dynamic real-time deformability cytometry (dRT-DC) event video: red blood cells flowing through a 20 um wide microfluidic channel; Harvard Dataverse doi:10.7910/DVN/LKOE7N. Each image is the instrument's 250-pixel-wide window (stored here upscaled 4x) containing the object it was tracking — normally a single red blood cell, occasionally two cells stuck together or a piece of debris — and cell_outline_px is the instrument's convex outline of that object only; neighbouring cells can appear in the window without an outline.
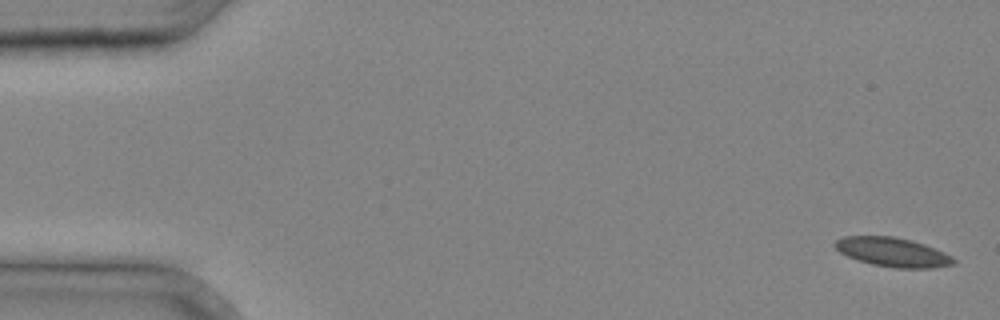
{"species": "common noctule bat (a hibernating species)", "species_latin": "Nyctalus noctula", "temperature_condition": "cold", "stored_images_in_passage": 12, "camera_frame_rate_fps": 3000, "um_per_image_px": 0.085, "animal": {"sex": "male", "body_mass_g": 20.4}, "frame": {"image": 1, "passage_image": 1, "time_ms": 0.0, "image_size_px": [1000, 320], "cell_outline_px": [[956, 264], [932, 268], [896, 268], [872, 264], [848, 256], [840, 252], [832, 244], [836, 240], [844, 236], [892, 236], [912, 240], [924, 244], [944, 252], [952, 256], [956, 260]], "centroid_in_image_um": [75.9, 21.43], "position_along_channel_um": 9.1, "area_um2": 20.11}}